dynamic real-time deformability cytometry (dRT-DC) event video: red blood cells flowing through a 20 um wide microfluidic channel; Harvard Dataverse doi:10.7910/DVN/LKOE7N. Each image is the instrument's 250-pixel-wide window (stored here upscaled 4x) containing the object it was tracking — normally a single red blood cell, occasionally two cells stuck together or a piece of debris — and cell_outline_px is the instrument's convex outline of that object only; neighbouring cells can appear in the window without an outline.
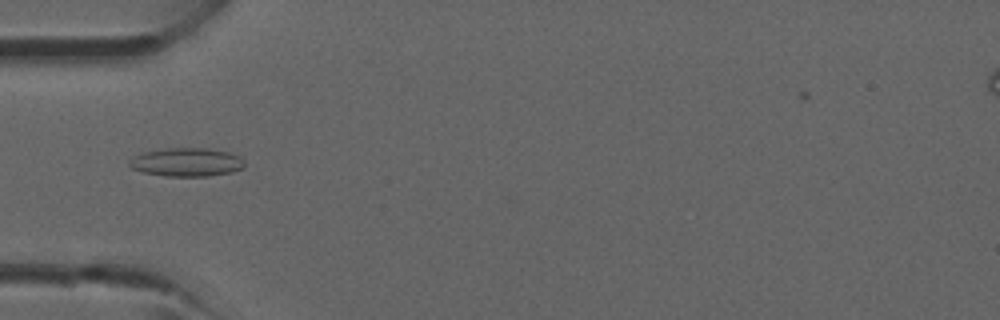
{"species": "common noctule bat (a hibernating species)", "species_latin": "Nyctalus noctula", "temperature_condition": "room temperature", "stored_images_in_passage": 3, "camera_frame_rate_fps": 3000, "um_per_image_px": 0.085, "animal": {"sex": "male", "forearm_length_mm": 52.5}, "frame": {"image": 1, "passage_image": 3, "time_ms": 2.333, "image_size_px": [1000, 320], "cell_outline_px": [[244, 168], [232, 172], [208, 176], [164, 176], [144, 172], [132, 168], [128, 164], [128, 160], [132, 156], [140, 152], [164, 148], [208, 148], [228, 152], [240, 156], [244, 160]], "centroid_in_image_um": [15.84, 13.77], "position_along_channel_um": 69.2, "area_um2": 19.42}}